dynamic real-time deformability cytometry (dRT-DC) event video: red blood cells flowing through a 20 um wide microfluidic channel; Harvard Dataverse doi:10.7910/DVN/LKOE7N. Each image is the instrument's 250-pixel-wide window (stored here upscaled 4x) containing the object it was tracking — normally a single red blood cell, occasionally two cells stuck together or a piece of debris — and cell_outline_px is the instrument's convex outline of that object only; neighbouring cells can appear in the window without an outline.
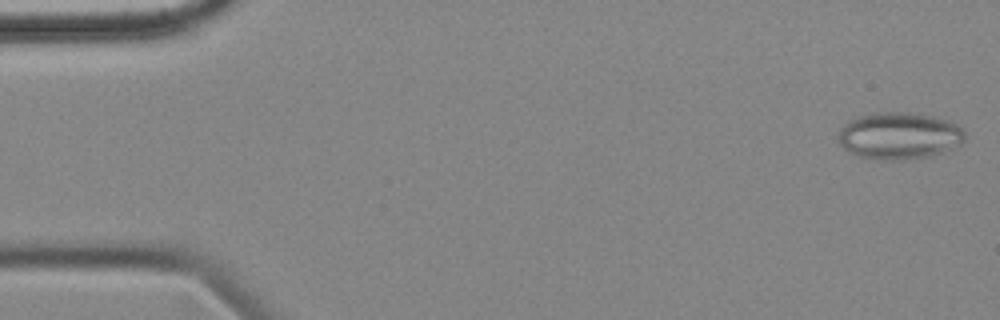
{"species": "common noctule bat (a hibernating species)", "species_latin": "Nyctalus noctula", "temperature_condition": "cold", "stored_images_in_passage": 55, "camera_frame_rate_fps": 3000, "um_per_image_px": 0.085, "animal": {"sex": "female", "body_mass_g": 18.4}, "frame": {"image": 1, "passage_image": 1, "time_ms": 0.0, "image_size_px": [1000, 320], "cell_outline_px": [[964, 140], [960, 144], [944, 152], [932, 156], [904, 160], [876, 160], [860, 156], [848, 152], [840, 144], [840, 128], [848, 120], [872, 112], [908, 112], [932, 116], [948, 120], [964, 128]], "centroid_in_image_um": [76.44, 11.54], "position_along_channel_um": 8.6, "area_um2": 34.91}}
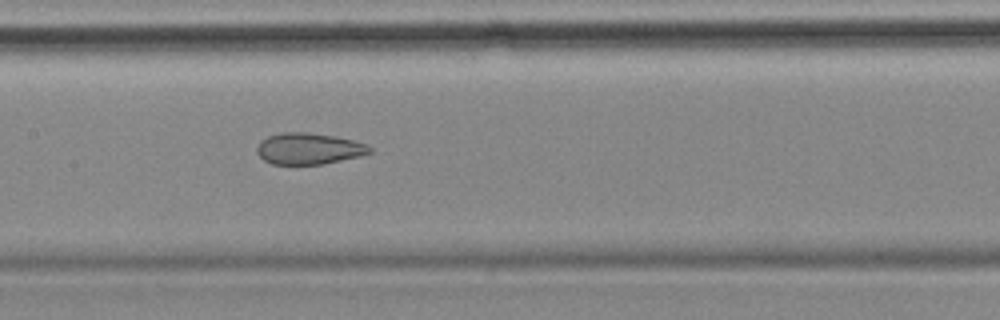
{"frame": {"image": 2, "passage_image": 26, "time_ms": 8.333, "image_size_px": [1000, 320], "cell_outline_px": [[372, 152], [360, 156], [324, 164], [272, 164], [264, 160], [256, 152], [256, 148], [260, 140], [268, 136], [280, 132], [308, 132], [336, 136], [352, 140], [364, 144], [372, 148]], "centroid_in_image_um": [26.22, 12.63], "position_along_channel_um": 181.2, "area_um2": 20.69}}
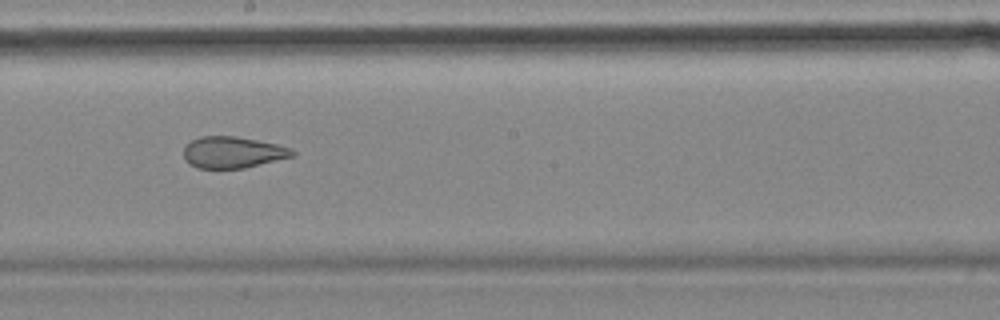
{"frame": {"image": 3, "passage_image": 30, "time_ms": 9.667, "image_size_px": [1000, 320], "cell_outline_px": [[296, 156], [244, 168], [196, 168], [188, 164], [184, 160], [184, 148], [192, 140], [200, 136], [236, 136], [276, 144], [292, 148], [296, 152]], "centroid_in_image_um": [19.8, 12.95], "position_along_channel_um": 228.4, "area_um2": 20.06}, "authors_computed_cell_mechanics": {"area_um2": 25.5476, "velocity_mm_per_s": 3.5805, "shape_relaxation_time_tau1_ms": null, "shape_relaxation_time_tau2_ms": 2.2204, "deformation_change_tau1": null, "deformation_change_tau2": 0.1009}}